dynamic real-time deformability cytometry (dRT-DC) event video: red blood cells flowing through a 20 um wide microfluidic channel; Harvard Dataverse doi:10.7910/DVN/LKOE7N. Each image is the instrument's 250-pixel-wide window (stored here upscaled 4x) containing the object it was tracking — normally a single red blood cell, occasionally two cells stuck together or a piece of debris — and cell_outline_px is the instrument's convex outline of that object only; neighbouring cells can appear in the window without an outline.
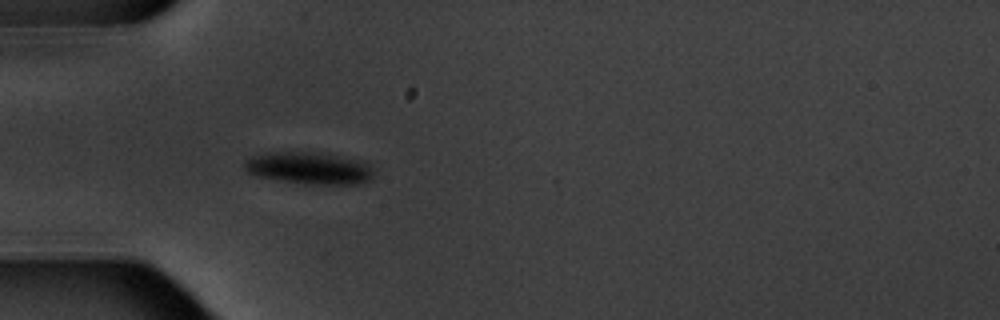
{"species": "common noctule bat (a hibernating species)", "species_latin": "Nyctalus noctula", "temperature_condition": "warm", "stored_images_in_passage": 5, "camera_frame_rate_fps": 3000, "um_per_image_px": 0.085, "animal": {"sex": "male", "body_mass_g": 20.1, "forearm_length_mm": 53.5}, "frame": {"image": 1, "passage_image": 5, "time_ms": 5.667, "image_size_px": [1000, 320], "cell_outline_px": [[372, 180], [356, 184], [304, 184], [252, 176], [244, 168], [244, 160], [252, 156], [268, 152], [320, 152], [344, 156], [360, 160], [368, 164], [372, 168]], "centroid_in_image_um": [26.25, 14.29], "position_along_channel_um": 58.7, "area_um2": 24.57}}